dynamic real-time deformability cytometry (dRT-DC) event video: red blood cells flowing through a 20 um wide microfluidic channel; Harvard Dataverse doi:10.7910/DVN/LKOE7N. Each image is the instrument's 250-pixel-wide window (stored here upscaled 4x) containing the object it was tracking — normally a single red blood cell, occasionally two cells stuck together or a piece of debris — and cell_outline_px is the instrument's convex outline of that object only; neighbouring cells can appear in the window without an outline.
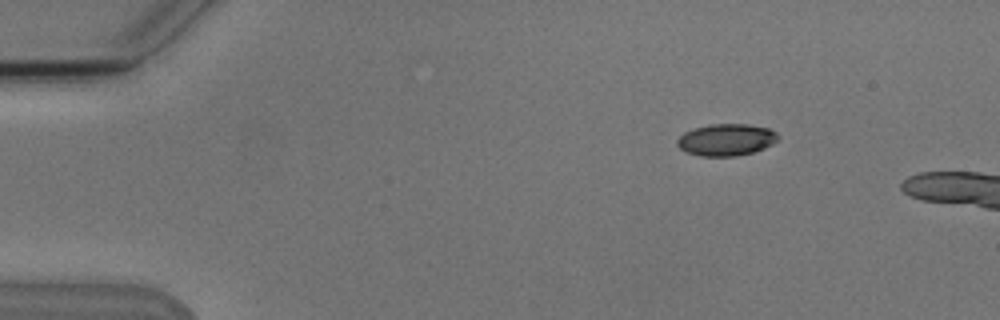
{"species": "Egyptian fruit bat (a non-hibernating species)", "species_latin": "Rousettus aegyptiacus", "temperature_condition": "cold", "stored_images_in_passage": 6, "camera_frame_rate_fps": 3000, "um_per_image_px": 0.085, "animal": {"sex": "male"}, "frame": {"image": 1, "passage_image": 3, "time_ms": 2.333, "image_size_px": [1000, 320], "cell_outline_px": [[776, 140], [772, 144], [764, 148], [752, 152], [736, 156], [700, 156], [684, 152], [676, 144], [676, 140], [684, 132], [692, 128], [708, 124], [748, 124], [768, 128], [776, 132]], "centroid_in_image_um": [61.67, 11.88], "position_along_channel_um": 23.3, "area_um2": 18.79}}